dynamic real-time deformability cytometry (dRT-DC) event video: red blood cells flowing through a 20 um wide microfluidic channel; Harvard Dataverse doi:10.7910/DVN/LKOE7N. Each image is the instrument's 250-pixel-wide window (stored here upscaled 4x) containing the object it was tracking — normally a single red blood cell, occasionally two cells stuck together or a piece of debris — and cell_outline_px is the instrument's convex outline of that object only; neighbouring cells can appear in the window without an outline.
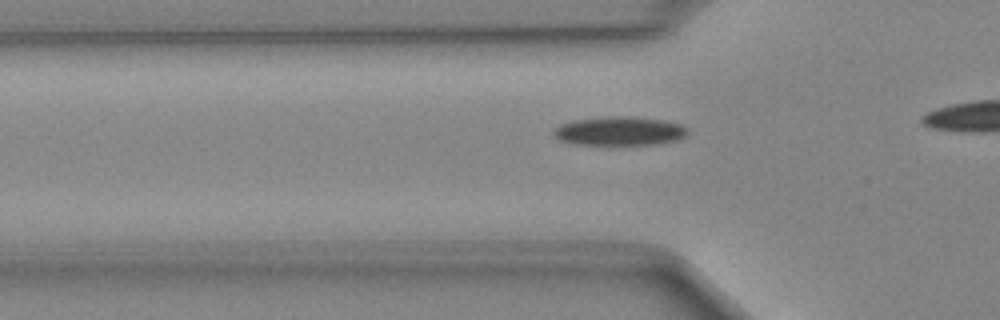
{"species": "Egyptian fruit bat (a non-hibernating species)", "species_latin": "Rousettus aegyptiacus", "temperature_condition": "cold", "stored_images_in_passage": 29, "camera_frame_rate_fps": 3000, "um_per_image_px": 0.085, "animal": {"sex": "female"}, "frame": {"image": 1, "passage_image": 12, "time_ms": 3.667, "image_size_px": [1000, 320], "cell_outline_px": [[688, 132], [680, 140], [656, 144], [604, 148], [572, 144], [560, 140], [552, 132], [552, 128], [560, 124], [576, 120], [604, 116], [632, 116], [664, 120], [684, 124], [688, 128]], "centroid_in_image_um": [52.65, 11.19], "position_along_channel_um": 73.1, "area_um2": 23.99}}
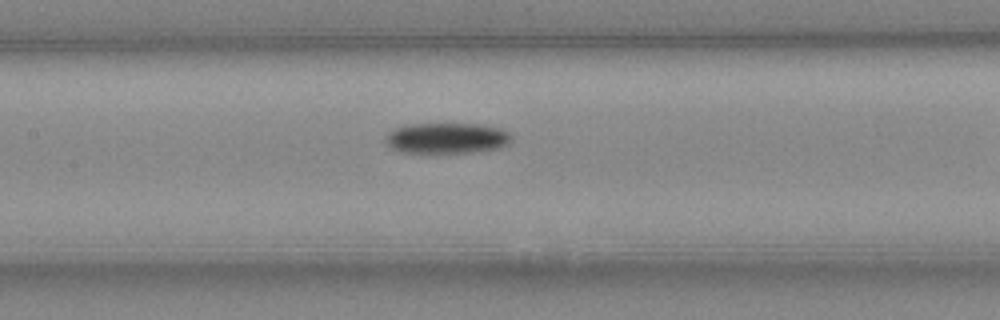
{"frame": {"image": 2, "passage_image": 19, "time_ms": 6.0, "image_size_px": [1000, 320], "cell_outline_px": [[512, 140], [508, 144], [500, 148], [476, 152], [400, 152], [392, 148], [384, 140], [384, 136], [388, 132], [404, 124], [480, 124], [500, 128], [508, 132], [512, 136]], "centroid_in_image_um": [37.98, 11.73], "position_along_channel_um": 169.4, "area_um2": 22.66}}
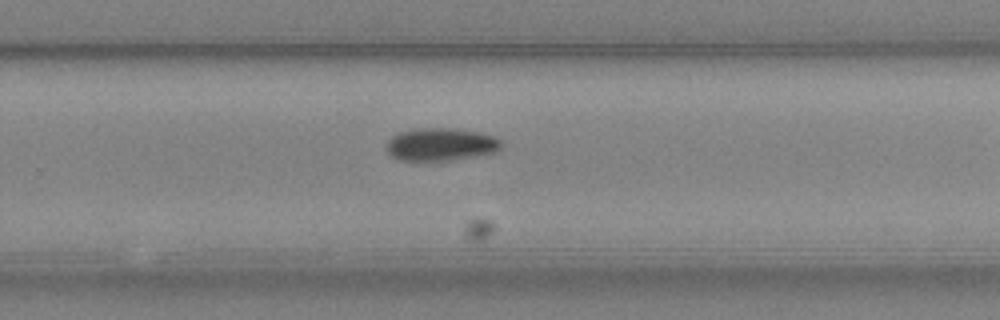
{"frame": {"image": 3, "passage_image": 28, "time_ms": 9.0, "image_size_px": [1000, 320], "cell_outline_px": [[500, 148], [496, 152], [476, 156], [452, 160], [400, 160], [392, 156], [384, 148], [388, 140], [392, 136], [400, 132], [416, 128], [448, 128], [480, 132], [492, 136], [500, 140]], "centroid_in_image_um": [37.43, 12.27], "position_along_channel_um": 292.4, "area_um2": 21.85}}